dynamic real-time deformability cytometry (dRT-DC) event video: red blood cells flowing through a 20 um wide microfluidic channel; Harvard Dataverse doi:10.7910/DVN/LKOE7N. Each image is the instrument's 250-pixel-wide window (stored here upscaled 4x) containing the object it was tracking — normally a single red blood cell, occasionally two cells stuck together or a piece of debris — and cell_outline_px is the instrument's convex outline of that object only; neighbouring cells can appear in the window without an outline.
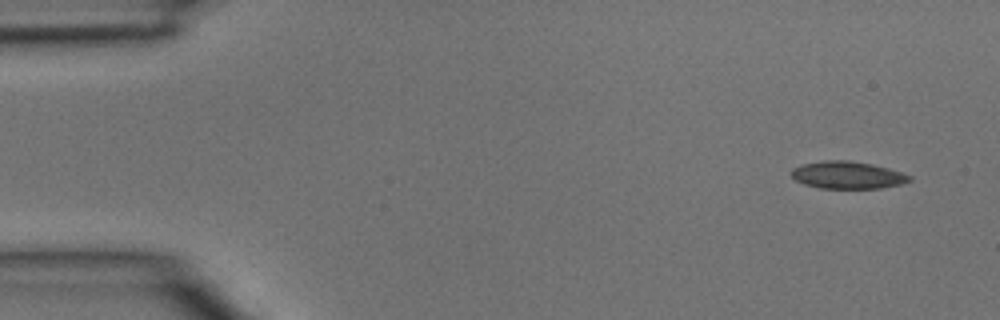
{"species": "common noctule bat (a hibernating species)", "species_latin": "Nyctalus noctula", "temperature_condition": "room temperature", "stored_images_in_passage": 3, "camera_frame_rate_fps": 3000, "um_per_image_px": 0.085, "animal": {"sex": "male", "body_mass_g": 15.6}, "frame": {"image": 1, "passage_image": 1, "time_ms": 0.0, "image_size_px": [1000, 320], "cell_outline_px": [[912, 180], [900, 184], [880, 188], [820, 188], [804, 184], [796, 180], [788, 172], [792, 168], [800, 164], [824, 160], [848, 160], [872, 164], [888, 168], [912, 176]], "centroid_in_image_um": [71.99, 14.87], "position_along_channel_um": 13.0, "area_um2": 18.9}}